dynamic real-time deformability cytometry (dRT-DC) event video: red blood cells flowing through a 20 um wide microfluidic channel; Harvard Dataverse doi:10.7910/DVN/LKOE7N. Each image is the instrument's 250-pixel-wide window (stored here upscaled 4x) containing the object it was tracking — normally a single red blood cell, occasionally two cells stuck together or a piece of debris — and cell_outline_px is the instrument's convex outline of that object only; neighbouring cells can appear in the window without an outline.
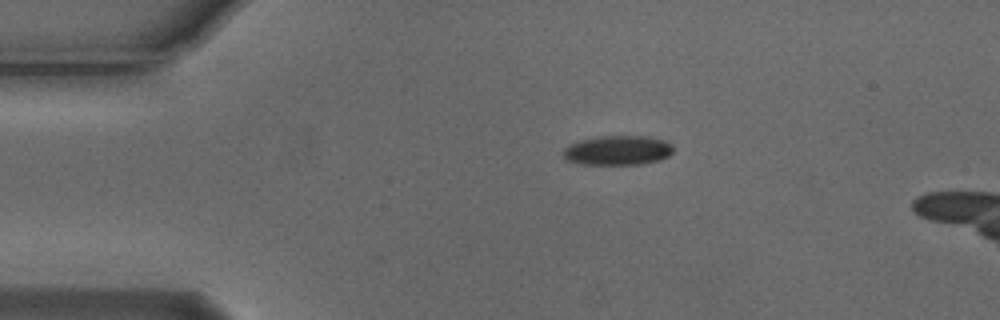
{"species": "Egyptian fruit bat (a non-hibernating species)", "species_latin": "Rousettus aegyptiacus", "temperature_condition": "cold", "stored_images_in_passage": 39, "camera_frame_rate_fps": 3000, "um_per_image_px": 0.085, "animal": {"sex": "male"}, "frame": {"image": 1, "passage_image": 1, "time_ms": 0.0, "image_size_px": [1000, 320], "cell_outline_px": [[672, 152], [668, 156], [660, 160], [644, 164], [580, 164], [564, 160], [564, 148], [568, 144], [580, 140], [596, 136], [644, 136], [664, 140], [672, 144]], "centroid_in_image_um": [52.48, 12.78], "position_along_channel_um": 32.5, "area_um2": 19.07}}
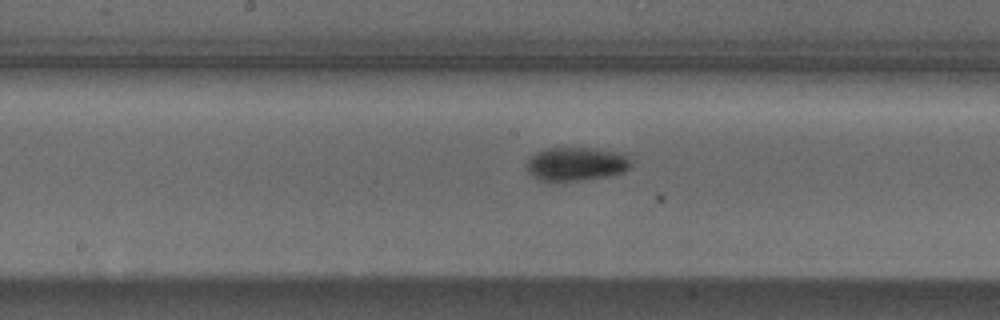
{"frame": {"image": 2, "passage_image": 18, "time_ms": 5.667, "image_size_px": [1000, 320], "cell_outline_px": [[632, 164], [624, 172], [604, 176], [580, 180], [540, 180], [532, 176], [528, 172], [528, 160], [536, 152], [544, 148], [596, 148], [628, 152]], "centroid_in_image_um": [49.05, 13.9], "position_along_channel_um": 199.1, "area_um2": 20.52}}
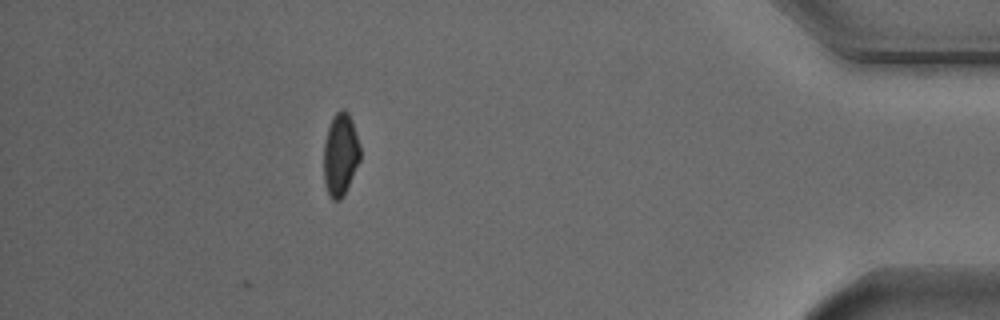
{"frame": {"image": 3, "passage_image": 39, "time_ms": 12.667, "image_size_px": [1000, 320], "cell_outline_px": [[360, 160], [344, 196], [340, 200], [332, 200], [324, 184], [324, 144], [328, 128], [332, 116], [340, 108], [344, 108], [348, 112], [352, 120], [360, 144]], "centroid_in_image_um": [28.94, 13.11], "position_along_channel_um": 406.3, "area_um2": 17.74}, "authors_computed_cell_mechanics": {"area_um2": 19.7098, "velocity_mm_per_s": 3.7177, "shape_relaxation_time_tau1_ms": 2.8575, "shape_relaxation_time_tau2_ms": null, "deformation_change_tau1": 0.0929, "deformation_change_tau2": null}}